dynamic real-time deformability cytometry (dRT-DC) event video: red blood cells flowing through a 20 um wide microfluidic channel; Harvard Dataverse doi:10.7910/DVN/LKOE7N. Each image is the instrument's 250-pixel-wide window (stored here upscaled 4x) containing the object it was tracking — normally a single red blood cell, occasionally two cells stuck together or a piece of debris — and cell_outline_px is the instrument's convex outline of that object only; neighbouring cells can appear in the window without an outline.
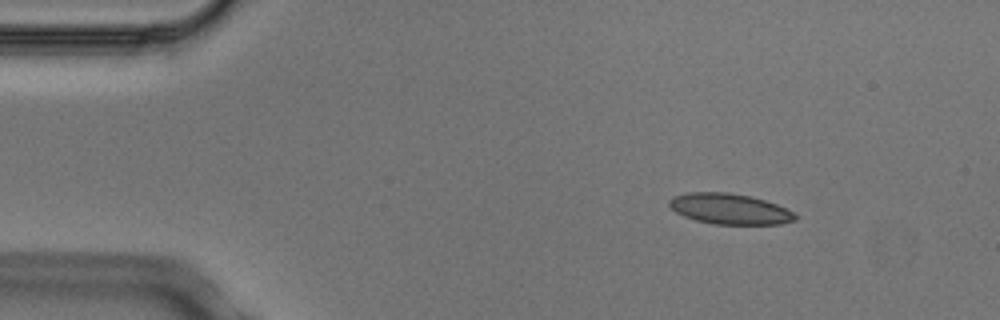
{"species": "Egyptian fruit bat (a non-hibernating species)", "species_latin": "Rousettus aegyptiacus", "temperature_condition": "cold", "stored_images_in_passage": 5, "segment_of_instrument_passage": [2, 2], "camera_frame_rate_fps": 3000, "um_per_image_px": 0.085, "animal": {"sex": "male"}, "frame": {"image": 1, "passage_image": 5, "time_ms": 1.333, "image_size_px": [1000, 320], "cell_outline_px": [[796, 220], [780, 224], [712, 224], [696, 220], [684, 216], [676, 212], [668, 204], [668, 200], [672, 196], [688, 192], [728, 192], [748, 196], [764, 200], [776, 204], [792, 212], [796, 216]], "centroid_in_image_um": [61.97, 17.75], "position_along_channel_um": 23.0, "area_um2": 22.37}}